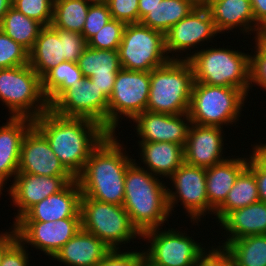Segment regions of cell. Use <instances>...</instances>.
<instances>
[{
    "mask_svg": "<svg viewBox=\"0 0 266 266\" xmlns=\"http://www.w3.org/2000/svg\"><path fill=\"white\" fill-rule=\"evenodd\" d=\"M125 26L124 22L111 19L87 41V46L95 49L118 50Z\"/></svg>",
    "mask_w": 266,
    "mask_h": 266,
    "instance_id": "cell-35",
    "label": "cell"
},
{
    "mask_svg": "<svg viewBox=\"0 0 266 266\" xmlns=\"http://www.w3.org/2000/svg\"><path fill=\"white\" fill-rule=\"evenodd\" d=\"M108 99L90 78L84 77L77 86L65 90L50 110L63 117L93 120L108 131Z\"/></svg>",
    "mask_w": 266,
    "mask_h": 266,
    "instance_id": "cell-13",
    "label": "cell"
},
{
    "mask_svg": "<svg viewBox=\"0 0 266 266\" xmlns=\"http://www.w3.org/2000/svg\"><path fill=\"white\" fill-rule=\"evenodd\" d=\"M61 62H65L63 40L51 25L44 26L29 52V65L42 78Z\"/></svg>",
    "mask_w": 266,
    "mask_h": 266,
    "instance_id": "cell-28",
    "label": "cell"
},
{
    "mask_svg": "<svg viewBox=\"0 0 266 266\" xmlns=\"http://www.w3.org/2000/svg\"><path fill=\"white\" fill-rule=\"evenodd\" d=\"M8 189L13 206L18 208L15 223L29 208L54 193L61 191L68 183L75 180L73 176H38L17 173Z\"/></svg>",
    "mask_w": 266,
    "mask_h": 266,
    "instance_id": "cell-18",
    "label": "cell"
},
{
    "mask_svg": "<svg viewBox=\"0 0 266 266\" xmlns=\"http://www.w3.org/2000/svg\"><path fill=\"white\" fill-rule=\"evenodd\" d=\"M139 266H159L155 264L151 259H149L146 255L141 258Z\"/></svg>",
    "mask_w": 266,
    "mask_h": 266,
    "instance_id": "cell-52",
    "label": "cell"
},
{
    "mask_svg": "<svg viewBox=\"0 0 266 266\" xmlns=\"http://www.w3.org/2000/svg\"><path fill=\"white\" fill-rule=\"evenodd\" d=\"M81 189L75 179L61 191L52 194L29 208L17 221H57L81 218Z\"/></svg>",
    "mask_w": 266,
    "mask_h": 266,
    "instance_id": "cell-20",
    "label": "cell"
},
{
    "mask_svg": "<svg viewBox=\"0 0 266 266\" xmlns=\"http://www.w3.org/2000/svg\"><path fill=\"white\" fill-rule=\"evenodd\" d=\"M34 125V120L25 117H9L0 126V195L10 177L18 173L23 138Z\"/></svg>",
    "mask_w": 266,
    "mask_h": 266,
    "instance_id": "cell-21",
    "label": "cell"
},
{
    "mask_svg": "<svg viewBox=\"0 0 266 266\" xmlns=\"http://www.w3.org/2000/svg\"><path fill=\"white\" fill-rule=\"evenodd\" d=\"M186 55L182 60L191 63L194 82L234 87L248 95L251 85L249 54L230 48L210 47Z\"/></svg>",
    "mask_w": 266,
    "mask_h": 266,
    "instance_id": "cell-4",
    "label": "cell"
},
{
    "mask_svg": "<svg viewBox=\"0 0 266 266\" xmlns=\"http://www.w3.org/2000/svg\"><path fill=\"white\" fill-rule=\"evenodd\" d=\"M90 2L106 3L108 0H89Z\"/></svg>",
    "mask_w": 266,
    "mask_h": 266,
    "instance_id": "cell-53",
    "label": "cell"
},
{
    "mask_svg": "<svg viewBox=\"0 0 266 266\" xmlns=\"http://www.w3.org/2000/svg\"><path fill=\"white\" fill-rule=\"evenodd\" d=\"M18 173L72 176L60 163L46 137L34 125L23 138Z\"/></svg>",
    "mask_w": 266,
    "mask_h": 266,
    "instance_id": "cell-16",
    "label": "cell"
},
{
    "mask_svg": "<svg viewBox=\"0 0 266 266\" xmlns=\"http://www.w3.org/2000/svg\"><path fill=\"white\" fill-rule=\"evenodd\" d=\"M59 38L63 40L64 58L68 62H76L79 60L83 51L87 47V41L81 33L54 28Z\"/></svg>",
    "mask_w": 266,
    "mask_h": 266,
    "instance_id": "cell-40",
    "label": "cell"
},
{
    "mask_svg": "<svg viewBox=\"0 0 266 266\" xmlns=\"http://www.w3.org/2000/svg\"><path fill=\"white\" fill-rule=\"evenodd\" d=\"M112 19L107 3L92 2L88 9L82 36L88 41Z\"/></svg>",
    "mask_w": 266,
    "mask_h": 266,
    "instance_id": "cell-38",
    "label": "cell"
},
{
    "mask_svg": "<svg viewBox=\"0 0 266 266\" xmlns=\"http://www.w3.org/2000/svg\"><path fill=\"white\" fill-rule=\"evenodd\" d=\"M12 231L0 233V265L6 251L18 240L16 228L11 226Z\"/></svg>",
    "mask_w": 266,
    "mask_h": 266,
    "instance_id": "cell-46",
    "label": "cell"
},
{
    "mask_svg": "<svg viewBox=\"0 0 266 266\" xmlns=\"http://www.w3.org/2000/svg\"><path fill=\"white\" fill-rule=\"evenodd\" d=\"M197 5L195 0H162L140 20V23L165 34Z\"/></svg>",
    "mask_w": 266,
    "mask_h": 266,
    "instance_id": "cell-29",
    "label": "cell"
},
{
    "mask_svg": "<svg viewBox=\"0 0 266 266\" xmlns=\"http://www.w3.org/2000/svg\"><path fill=\"white\" fill-rule=\"evenodd\" d=\"M255 23L261 27L266 25V0H250Z\"/></svg>",
    "mask_w": 266,
    "mask_h": 266,
    "instance_id": "cell-47",
    "label": "cell"
},
{
    "mask_svg": "<svg viewBox=\"0 0 266 266\" xmlns=\"http://www.w3.org/2000/svg\"><path fill=\"white\" fill-rule=\"evenodd\" d=\"M18 240L43 251L53 258L55 254L82 228L81 218L57 221H16Z\"/></svg>",
    "mask_w": 266,
    "mask_h": 266,
    "instance_id": "cell-14",
    "label": "cell"
},
{
    "mask_svg": "<svg viewBox=\"0 0 266 266\" xmlns=\"http://www.w3.org/2000/svg\"><path fill=\"white\" fill-rule=\"evenodd\" d=\"M198 4H203L206 0H195Z\"/></svg>",
    "mask_w": 266,
    "mask_h": 266,
    "instance_id": "cell-54",
    "label": "cell"
},
{
    "mask_svg": "<svg viewBox=\"0 0 266 266\" xmlns=\"http://www.w3.org/2000/svg\"><path fill=\"white\" fill-rule=\"evenodd\" d=\"M0 100L8 107L10 117L35 120L50 109L42 78L29 64L0 69Z\"/></svg>",
    "mask_w": 266,
    "mask_h": 266,
    "instance_id": "cell-6",
    "label": "cell"
},
{
    "mask_svg": "<svg viewBox=\"0 0 266 266\" xmlns=\"http://www.w3.org/2000/svg\"><path fill=\"white\" fill-rule=\"evenodd\" d=\"M255 37L266 47V25L259 27Z\"/></svg>",
    "mask_w": 266,
    "mask_h": 266,
    "instance_id": "cell-51",
    "label": "cell"
},
{
    "mask_svg": "<svg viewBox=\"0 0 266 266\" xmlns=\"http://www.w3.org/2000/svg\"><path fill=\"white\" fill-rule=\"evenodd\" d=\"M219 223L227 238L219 247L242 237L266 234V203L258 201L229 212Z\"/></svg>",
    "mask_w": 266,
    "mask_h": 266,
    "instance_id": "cell-25",
    "label": "cell"
},
{
    "mask_svg": "<svg viewBox=\"0 0 266 266\" xmlns=\"http://www.w3.org/2000/svg\"><path fill=\"white\" fill-rule=\"evenodd\" d=\"M224 248L236 266H266V234L242 237Z\"/></svg>",
    "mask_w": 266,
    "mask_h": 266,
    "instance_id": "cell-33",
    "label": "cell"
},
{
    "mask_svg": "<svg viewBox=\"0 0 266 266\" xmlns=\"http://www.w3.org/2000/svg\"><path fill=\"white\" fill-rule=\"evenodd\" d=\"M11 7L12 0H0V22Z\"/></svg>",
    "mask_w": 266,
    "mask_h": 266,
    "instance_id": "cell-50",
    "label": "cell"
},
{
    "mask_svg": "<svg viewBox=\"0 0 266 266\" xmlns=\"http://www.w3.org/2000/svg\"><path fill=\"white\" fill-rule=\"evenodd\" d=\"M169 179L175 188V191H172L167 187L170 214L174 211L175 204L181 202L180 204L185 208L193 224L201 221L204 215H214L215 211L209 206L207 197L206 168L188 165L184 162Z\"/></svg>",
    "mask_w": 266,
    "mask_h": 266,
    "instance_id": "cell-12",
    "label": "cell"
},
{
    "mask_svg": "<svg viewBox=\"0 0 266 266\" xmlns=\"http://www.w3.org/2000/svg\"><path fill=\"white\" fill-rule=\"evenodd\" d=\"M76 62H61L42 77V89L51 105L65 90L77 86L83 79Z\"/></svg>",
    "mask_w": 266,
    "mask_h": 266,
    "instance_id": "cell-32",
    "label": "cell"
},
{
    "mask_svg": "<svg viewBox=\"0 0 266 266\" xmlns=\"http://www.w3.org/2000/svg\"><path fill=\"white\" fill-rule=\"evenodd\" d=\"M260 201L254 173L246 167L237 177L224 203L214 212L220 222L229 212Z\"/></svg>",
    "mask_w": 266,
    "mask_h": 266,
    "instance_id": "cell-30",
    "label": "cell"
},
{
    "mask_svg": "<svg viewBox=\"0 0 266 266\" xmlns=\"http://www.w3.org/2000/svg\"><path fill=\"white\" fill-rule=\"evenodd\" d=\"M115 135L109 133L92 151L84 170L76 179L82 195L123 205L126 170L135 160L126 154V149Z\"/></svg>",
    "mask_w": 266,
    "mask_h": 266,
    "instance_id": "cell-2",
    "label": "cell"
},
{
    "mask_svg": "<svg viewBox=\"0 0 266 266\" xmlns=\"http://www.w3.org/2000/svg\"><path fill=\"white\" fill-rule=\"evenodd\" d=\"M80 212L82 229L94 234L111 250L120 249V245L129 243L131 239L142 237L123 205L105 203L82 195Z\"/></svg>",
    "mask_w": 266,
    "mask_h": 266,
    "instance_id": "cell-8",
    "label": "cell"
},
{
    "mask_svg": "<svg viewBox=\"0 0 266 266\" xmlns=\"http://www.w3.org/2000/svg\"><path fill=\"white\" fill-rule=\"evenodd\" d=\"M193 83V68L188 60H170L151 70L146 111L170 115L188 113Z\"/></svg>",
    "mask_w": 266,
    "mask_h": 266,
    "instance_id": "cell-5",
    "label": "cell"
},
{
    "mask_svg": "<svg viewBox=\"0 0 266 266\" xmlns=\"http://www.w3.org/2000/svg\"><path fill=\"white\" fill-rule=\"evenodd\" d=\"M29 64V52L0 29V69Z\"/></svg>",
    "mask_w": 266,
    "mask_h": 266,
    "instance_id": "cell-36",
    "label": "cell"
},
{
    "mask_svg": "<svg viewBox=\"0 0 266 266\" xmlns=\"http://www.w3.org/2000/svg\"><path fill=\"white\" fill-rule=\"evenodd\" d=\"M133 122L136 123L135 130L141 138L138 142H170L183 148L191 124L188 113L170 115L151 111L137 115Z\"/></svg>",
    "mask_w": 266,
    "mask_h": 266,
    "instance_id": "cell-17",
    "label": "cell"
},
{
    "mask_svg": "<svg viewBox=\"0 0 266 266\" xmlns=\"http://www.w3.org/2000/svg\"><path fill=\"white\" fill-rule=\"evenodd\" d=\"M121 68L150 72L161 67L175 55H167L165 34L141 23L126 24L118 47Z\"/></svg>",
    "mask_w": 266,
    "mask_h": 266,
    "instance_id": "cell-9",
    "label": "cell"
},
{
    "mask_svg": "<svg viewBox=\"0 0 266 266\" xmlns=\"http://www.w3.org/2000/svg\"><path fill=\"white\" fill-rule=\"evenodd\" d=\"M162 0H138L139 23L140 20Z\"/></svg>",
    "mask_w": 266,
    "mask_h": 266,
    "instance_id": "cell-49",
    "label": "cell"
},
{
    "mask_svg": "<svg viewBox=\"0 0 266 266\" xmlns=\"http://www.w3.org/2000/svg\"><path fill=\"white\" fill-rule=\"evenodd\" d=\"M27 245L17 240L5 253L0 266H28L29 253L25 248Z\"/></svg>",
    "mask_w": 266,
    "mask_h": 266,
    "instance_id": "cell-44",
    "label": "cell"
},
{
    "mask_svg": "<svg viewBox=\"0 0 266 266\" xmlns=\"http://www.w3.org/2000/svg\"><path fill=\"white\" fill-rule=\"evenodd\" d=\"M249 156L266 172V143L256 144Z\"/></svg>",
    "mask_w": 266,
    "mask_h": 266,
    "instance_id": "cell-48",
    "label": "cell"
},
{
    "mask_svg": "<svg viewBox=\"0 0 266 266\" xmlns=\"http://www.w3.org/2000/svg\"><path fill=\"white\" fill-rule=\"evenodd\" d=\"M224 132L221 127L190 124L187 142L183 148L184 162L208 168L225 159L223 154Z\"/></svg>",
    "mask_w": 266,
    "mask_h": 266,
    "instance_id": "cell-19",
    "label": "cell"
},
{
    "mask_svg": "<svg viewBox=\"0 0 266 266\" xmlns=\"http://www.w3.org/2000/svg\"><path fill=\"white\" fill-rule=\"evenodd\" d=\"M247 167L255 175L260 201L266 203V172L251 157Z\"/></svg>",
    "mask_w": 266,
    "mask_h": 266,
    "instance_id": "cell-45",
    "label": "cell"
},
{
    "mask_svg": "<svg viewBox=\"0 0 266 266\" xmlns=\"http://www.w3.org/2000/svg\"><path fill=\"white\" fill-rule=\"evenodd\" d=\"M227 158L206 168V191L209 206L216 211L227 198L239 174L248 166L249 158Z\"/></svg>",
    "mask_w": 266,
    "mask_h": 266,
    "instance_id": "cell-26",
    "label": "cell"
},
{
    "mask_svg": "<svg viewBox=\"0 0 266 266\" xmlns=\"http://www.w3.org/2000/svg\"><path fill=\"white\" fill-rule=\"evenodd\" d=\"M140 160L155 176L170 178L184 163L183 147L170 142H138ZM148 167V168H147Z\"/></svg>",
    "mask_w": 266,
    "mask_h": 266,
    "instance_id": "cell-27",
    "label": "cell"
},
{
    "mask_svg": "<svg viewBox=\"0 0 266 266\" xmlns=\"http://www.w3.org/2000/svg\"><path fill=\"white\" fill-rule=\"evenodd\" d=\"M134 160L126 170L123 207L132 224L143 234L168 221L167 186Z\"/></svg>",
    "mask_w": 266,
    "mask_h": 266,
    "instance_id": "cell-3",
    "label": "cell"
},
{
    "mask_svg": "<svg viewBox=\"0 0 266 266\" xmlns=\"http://www.w3.org/2000/svg\"><path fill=\"white\" fill-rule=\"evenodd\" d=\"M254 39V55L250 53V89L257 84L266 91V47L256 37Z\"/></svg>",
    "mask_w": 266,
    "mask_h": 266,
    "instance_id": "cell-39",
    "label": "cell"
},
{
    "mask_svg": "<svg viewBox=\"0 0 266 266\" xmlns=\"http://www.w3.org/2000/svg\"><path fill=\"white\" fill-rule=\"evenodd\" d=\"M217 34L209 10L203 4H198L185 18L165 33L167 55L176 52L175 60H181L182 56L179 57L177 52L183 53L189 50L191 53V49L205 41L210 42Z\"/></svg>",
    "mask_w": 266,
    "mask_h": 266,
    "instance_id": "cell-15",
    "label": "cell"
},
{
    "mask_svg": "<svg viewBox=\"0 0 266 266\" xmlns=\"http://www.w3.org/2000/svg\"><path fill=\"white\" fill-rule=\"evenodd\" d=\"M121 249H112L96 266H139L141 258L145 255L141 252L125 251Z\"/></svg>",
    "mask_w": 266,
    "mask_h": 266,
    "instance_id": "cell-42",
    "label": "cell"
},
{
    "mask_svg": "<svg viewBox=\"0 0 266 266\" xmlns=\"http://www.w3.org/2000/svg\"><path fill=\"white\" fill-rule=\"evenodd\" d=\"M204 251L194 266H236L232 256L223 247Z\"/></svg>",
    "mask_w": 266,
    "mask_h": 266,
    "instance_id": "cell-43",
    "label": "cell"
},
{
    "mask_svg": "<svg viewBox=\"0 0 266 266\" xmlns=\"http://www.w3.org/2000/svg\"><path fill=\"white\" fill-rule=\"evenodd\" d=\"M111 249L94 234L82 228L55 254L66 266H96Z\"/></svg>",
    "mask_w": 266,
    "mask_h": 266,
    "instance_id": "cell-24",
    "label": "cell"
},
{
    "mask_svg": "<svg viewBox=\"0 0 266 266\" xmlns=\"http://www.w3.org/2000/svg\"><path fill=\"white\" fill-rule=\"evenodd\" d=\"M44 26L11 7L0 22V29L30 52Z\"/></svg>",
    "mask_w": 266,
    "mask_h": 266,
    "instance_id": "cell-31",
    "label": "cell"
},
{
    "mask_svg": "<svg viewBox=\"0 0 266 266\" xmlns=\"http://www.w3.org/2000/svg\"><path fill=\"white\" fill-rule=\"evenodd\" d=\"M91 3L89 0H61L53 4L51 26L82 33Z\"/></svg>",
    "mask_w": 266,
    "mask_h": 266,
    "instance_id": "cell-34",
    "label": "cell"
},
{
    "mask_svg": "<svg viewBox=\"0 0 266 266\" xmlns=\"http://www.w3.org/2000/svg\"><path fill=\"white\" fill-rule=\"evenodd\" d=\"M112 19L125 24L139 23L138 0H108Z\"/></svg>",
    "mask_w": 266,
    "mask_h": 266,
    "instance_id": "cell-41",
    "label": "cell"
},
{
    "mask_svg": "<svg viewBox=\"0 0 266 266\" xmlns=\"http://www.w3.org/2000/svg\"><path fill=\"white\" fill-rule=\"evenodd\" d=\"M161 229H150L142 234V239L151 243L144 250L145 255L159 266H194L207 250L185 232Z\"/></svg>",
    "mask_w": 266,
    "mask_h": 266,
    "instance_id": "cell-11",
    "label": "cell"
},
{
    "mask_svg": "<svg viewBox=\"0 0 266 266\" xmlns=\"http://www.w3.org/2000/svg\"><path fill=\"white\" fill-rule=\"evenodd\" d=\"M49 1H51L53 4H55V3H57V2H59L61 0H49Z\"/></svg>",
    "mask_w": 266,
    "mask_h": 266,
    "instance_id": "cell-55",
    "label": "cell"
},
{
    "mask_svg": "<svg viewBox=\"0 0 266 266\" xmlns=\"http://www.w3.org/2000/svg\"><path fill=\"white\" fill-rule=\"evenodd\" d=\"M203 5L209 10L219 34L238 28L243 34L245 31L257 35L259 26L255 23L250 0H206Z\"/></svg>",
    "mask_w": 266,
    "mask_h": 266,
    "instance_id": "cell-23",
    "label": "cell"
},
{
    "mask_svg": "<svg viewBox=\"0 0 266 266\" xmlns=\"http://www.w3.org/2000/svg\"><path fill=\"white\" fill-rule=\"evenodd\" d=\"M149 90L150 72L120 69L108 99L109 133H115L122 115L130 121L146 111Z\"/></svg>",
    "mask_w": 266,
    "mask_h": 266,
    "instance_id": "cell-10",
    "label": "cell"
},
{
    "mask_svg": "<svg viewBox=\"0 0 266 266\" xmlns=\"http://www.w3.org/2000/svg\"><path fill=\"white\" fill-rule=\"evenodd\" d=\"M64 168L76 179L92 151L109 132L86 118L63 117L48 109L34 120Z\"/></svg>",
    "mask_w": 266,
    "mask_h": 266,
    "instance_id": "cell-1",
    "label": "cell"
},
{
    "mask_svg": "<svg viewBox=\"0 0 266 266\" xmlns=\"http://www.w3.org/2000/svg\"><path fill=\"white\" fill-rule=\"evenodd\" d=\"M12 7L43 26L51 25L53 3L49 0H12Z\"/></svg>",
    "mask_w": 266,
    "mask_h": 266,
    "instance_id": "cell-37",
    "label": "cell"
},
{
    "mask_svg": "<svg viewBox=\"0 0 266 266\" xmlns=\"http://www.w3.org/2000/svg\"><path fill=\"white\" fill-rule=\"evenodd\" d=\"M246 98L238 88L194 82L188 111L191 123L221 128L236 124Z\"/></svg>",
    "mask_w": 266,
    "mask_h": 266,
    "instance_id": "cell-7",
    "label": "cell"
},
{
    "mask_svg": "<svg viewBox=\"0 0 266 266\" xmlns=\"http://www.w3.org/2000/svg\"><path fill=\"white\" fill-rule=\"evenodd\" d=\"M77 64L83 77L90 78L109 98L116 75L121 69L118 50L95 49L87 46Z\"/></svg>",
    "mask_w": 266,
    "mask_h": 266,
    "instance_id": "cell-22",
    "label": "cell"
}]
</instances>
